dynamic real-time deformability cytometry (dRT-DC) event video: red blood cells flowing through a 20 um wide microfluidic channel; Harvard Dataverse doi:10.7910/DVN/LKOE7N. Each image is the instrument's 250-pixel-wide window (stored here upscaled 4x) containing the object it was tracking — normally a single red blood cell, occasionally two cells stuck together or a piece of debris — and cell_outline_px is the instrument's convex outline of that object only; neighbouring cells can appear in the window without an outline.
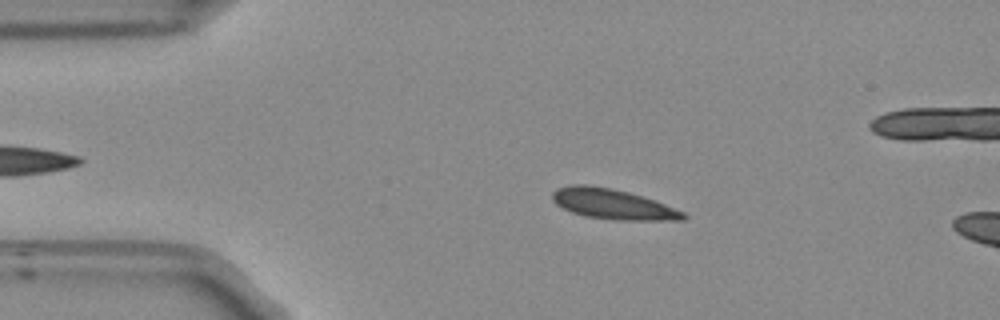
{"species": "Egyptian fruit bat (a non-hibernating species)", "species_latin": "Rousettus aegyptiacus", "temperature_condition": "room temperature", "stored_images_in_passage": 40, "camera_frame_rate_fps": 3000, "um_per_image_px": 0.085, "frame": {"image": 1, "passage_image": 6, "time_ms": 1.667, "image_size_px": [1000, 320], "cell_outline_px": [[688, 216], [684, 220], [620, 220], [584, 216], [572, 212], [556, 204], [552, 200], [552, 192], [556, 188], [568, 184], [588, 184], [612, 188], [628, 192], [656, 200], [684, 212]], "centroid_in_image_um": [52.07, 17.33], "position_along_channel_um": 32.9, "area_um2": 23.24}}
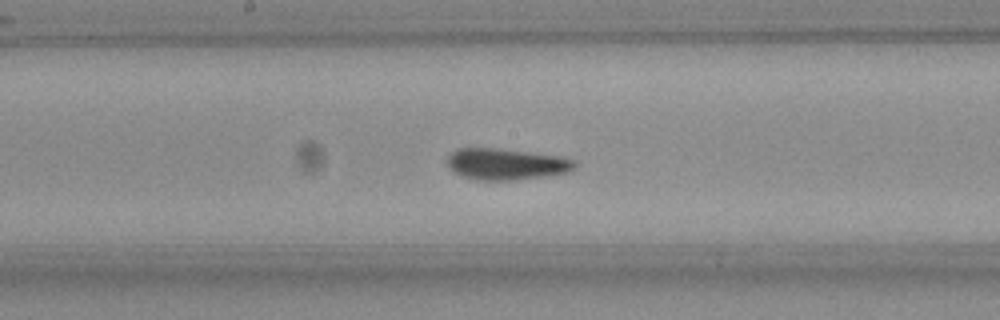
{"frame": {"image": 2, "passage_image": 23, "time_ms": 7.333, "image_size_px": [1000, 320], "cell_outline_px": [[576, 164], [568, 172], [516, 180], [476, 180], [460, 176], [452, 172], [448, 168], [448, 156], [456, 148], [500, 148], [532, 152], [560, 156], [576, 160]], "centroid_in_image_um": [42.98, 13.94], "position_along_channel_um": 205.2, "area_um2": 23.47}}
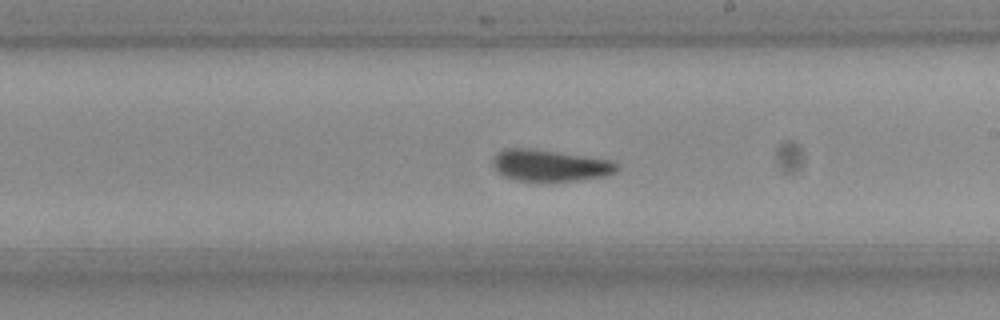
{"frame": {"image": 3, "passage_image": 26, "time_ms": 8.333, "image_size_px": [1000, 320], "cell_outline_px": [[620, 168], [616, 172], [604, 176], [576, 180], [512, 180], [496, 172], [492, 164], [492, 160], [496, 152], [504, 148], [532, 148], [612, 160], [620, 164]], "centroid_in_image_um": [46.72, 14.04], "position_along_channel_um": 242.3, "area_um2": 22.95}}